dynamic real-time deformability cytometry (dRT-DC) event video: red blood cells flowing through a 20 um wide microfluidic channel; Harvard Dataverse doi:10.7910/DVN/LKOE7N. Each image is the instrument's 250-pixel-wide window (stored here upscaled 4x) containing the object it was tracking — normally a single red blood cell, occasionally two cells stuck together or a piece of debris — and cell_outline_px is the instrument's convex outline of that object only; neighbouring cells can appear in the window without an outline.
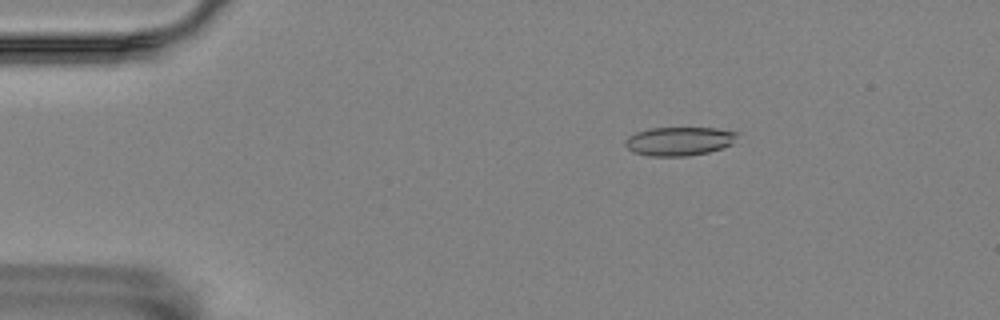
{"species": "Egyptian fruit bat (a non-hibernating species)", "species_latin": "Rousettus aegyptiacus", "temperature_condition": "room temperature", "stored_images_in_passage": 35, "camera_frame_rate_fps": 3000, "um_per_image_px": 0.085, "animal": {"sex": "female"}, "frame": {"image": 1, "passage_image": 10, "time_ms": 3.0, "image_size_px": [1000, 320], "cell_outline_px": [[740, 132], [732, 144], [708, 152], [688, 156], [648, 156], [632, 152], [624, 144], [624, 140], [628, 136], [636, 132], [652, 128], [716, 128]], "centroid_in_image_um": [57.72, 12.0], "position_along_channel_um": 27.3, "area_um2": 18.84}}
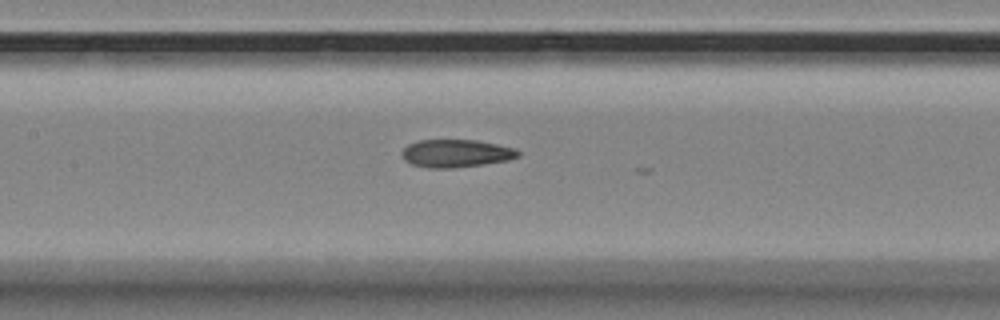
{"frame": {"image": 2, "passage_image": 27, "time_ms": 8.667, "image_size_px": [1000, 320], "cell_outline_px": [[520, 156], [508, 160], [452, 168], [428, 168], [412, 164], [404, 160], [400, 152], [408, 144], [420, 140], [476, 140], [516, 148], [520, 152]], "centroid_in_image_um": [38.75, 13.03], "position_along_channel_um": 168.7, "area_um2": 18.79}}
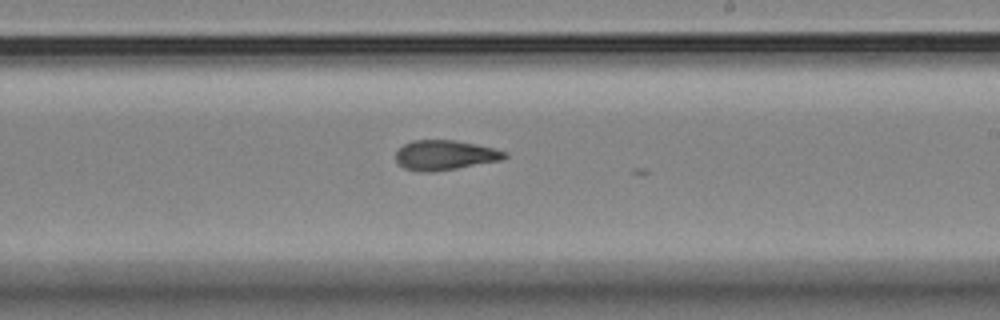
{"frame": {"image": 3, "passage_image": 34, "time_ms": 11.0, "image_size_px": [1000, 320], "cell_outline_px": [[508, 156], [504, 160], [436, 172], [420, 172], [404, 168], [396, 160], [396, 152], [404, 144], [412, 140], [456, 140], [476, 144], [508, 152]], "centroid_in_image_um": [37.85, 13.19], "position_along_channel_um": 251.2, "area_um2": 19.13}}